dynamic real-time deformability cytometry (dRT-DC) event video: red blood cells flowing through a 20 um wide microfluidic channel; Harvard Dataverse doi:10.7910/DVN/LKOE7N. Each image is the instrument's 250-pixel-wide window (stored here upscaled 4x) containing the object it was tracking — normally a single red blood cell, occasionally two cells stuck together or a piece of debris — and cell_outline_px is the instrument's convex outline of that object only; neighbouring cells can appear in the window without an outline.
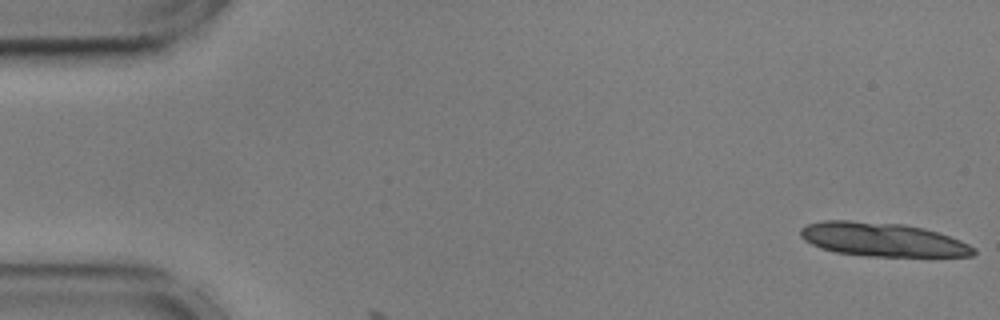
{"species": "common noctule bat (a hibernating species)", "species_latin": "Nyctalus noctula", "temperature_condition": "cold", "stored_images_in_passage": 3, "camera_frame_rate_fps": 3000, "um_per_image_px": 0.085, "animal": {"sex": "male", "body_mass_g": 17.9, "forearm_length_mm": 54.2}, "frame": {"image": 1, "passage_image": 1, "time_ms": 0.0, "image_size_px": [1000, 320], "cell_outline_px": [[976, 252], [972, 256], [868, 256], [836, 252], [820, 248], [804, 240], [800, 236], [800, 228], [808, 224], [824, 220], [852, 220], [904, 224], [924, 228], [960, 240], [976, 248]], "centroid_in_image_um": [74.99, 20.35], "position_along_channel_um": 10.0, "area_um2": 34.04}}